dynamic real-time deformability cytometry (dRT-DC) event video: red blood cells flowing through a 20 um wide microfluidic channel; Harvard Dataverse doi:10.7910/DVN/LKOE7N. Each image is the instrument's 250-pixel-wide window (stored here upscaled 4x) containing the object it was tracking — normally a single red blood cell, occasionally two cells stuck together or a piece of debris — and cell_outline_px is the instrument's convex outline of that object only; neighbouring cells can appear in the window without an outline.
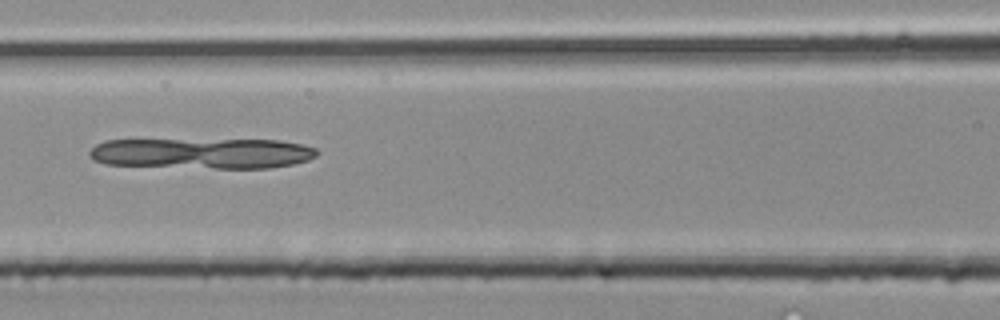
{"species": "common noctule bat (a hibernating species)", "species_latin": "Nyctalus noctula", "temperature_condition": "room temperature", "stored_images_in_passage": 39, "camera_frame_rate_fps": 3000, "um_per_image_px": 0.085, "animal": {"sex": "male", "body_mass_g": 20.4}, "frame": {"image": 1, "passage_image": 18, "time_ms": 5.667, "image_size_px": [1000, 320], "cell_outline_px": [[320, 152], [316, 156], [308, 160], [292, 164], [268, 168], [216, 168], [104, 164], [92, 160], [88, 156], [88, 152], [96, 144], [104, 140], [280, 140], [304, 144], [316, 148]], "centroid_in_image_um": [17.19, 13.03], "position_along_channel_um": 149.4, "area_um2": 40.75}}
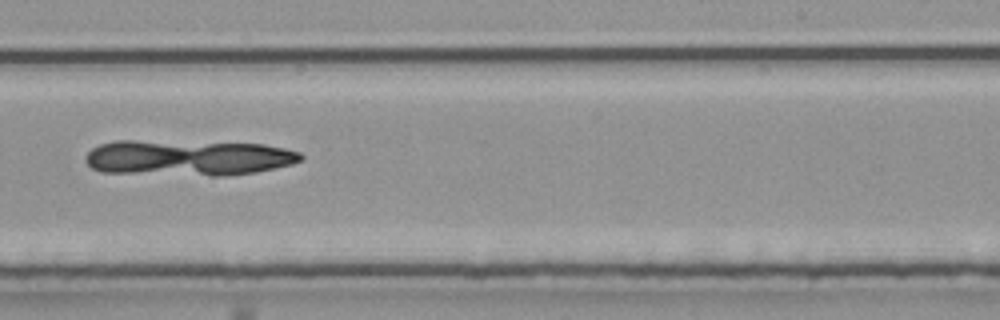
{"frame": {"image": 2, "passage_image": 25, "time_ms": 8.0, "image_size_px": [1000, 320], "cell_outline_px": [[304, 160], [292, 164], [276, 168], [256, 172], [224, 176], [212, 176], [100, 172], [92, 168], [84, 160], [84, 156], [92, 148], [100, 144], [116, 140], [132, 140], [264, 144], [284, 148], [300, 152], [304, 156]], "centroid_in_image_um": [15.99, 13.42], "position_along_channel_um": 273.0, "area_um2": 45.26}}
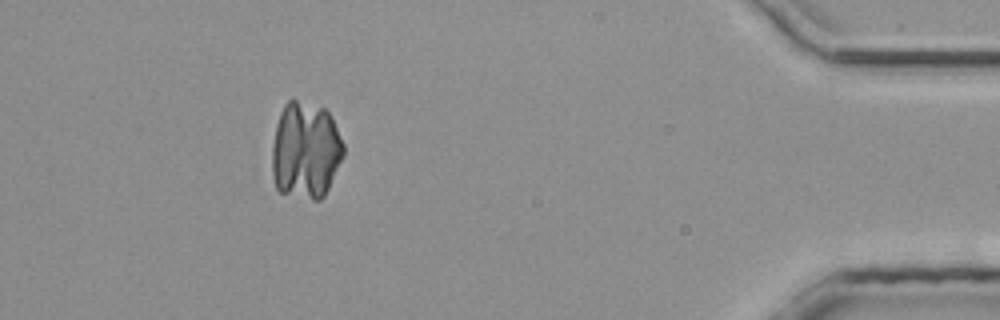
{"frame": {"image": 3, "passage_image": 36, "time_ms": 11.667, "image_size_px": [1000, 320], "cell_outline_px": [[344, 156], [324, 196], [320, 200], [312, 200], [280, 192], [276, 188], [272, 172], [272, 144], [276, 124], [280, 112], [284, 104], [288, 100], [296, 100], [324, 108], [332, 116], [344, 144]], "centroid_in_image_um": [25.97, 12.79], "position_along_channel_um": 409.2, "area_um2": 40.81}}